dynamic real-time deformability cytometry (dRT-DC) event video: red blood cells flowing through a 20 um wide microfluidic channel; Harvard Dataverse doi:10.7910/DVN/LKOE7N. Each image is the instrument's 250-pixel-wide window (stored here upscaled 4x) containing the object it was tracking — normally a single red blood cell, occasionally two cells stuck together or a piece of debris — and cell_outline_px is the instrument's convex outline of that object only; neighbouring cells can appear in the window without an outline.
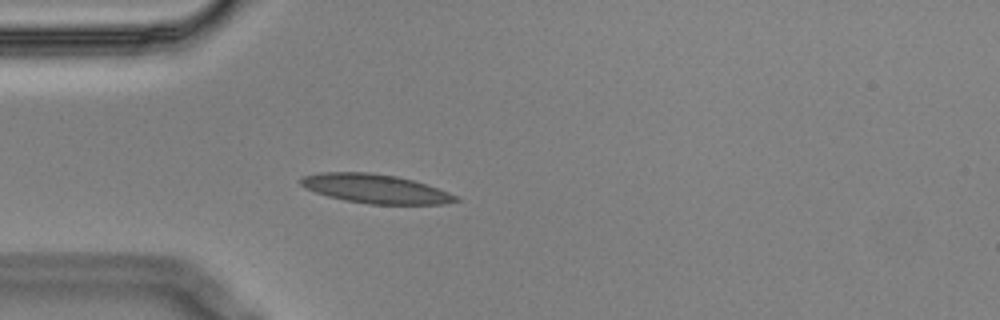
{"species": "Egyptian fruit bat (a non-hibernating species)", "species_latin": "Rousettus aegyptiacus", "temperature_condition": "cold", "stored_images_in_passage": 43, "camera_frame_rate_fps": 3000, "um_per_image_px": 0.085, "animal": {"sex": "male"}, "frame": {"image": 1, "passage_image": 2, "time_ms": 0.333, "image_size_px": [1000, 320], "cell_outline_px": [[460, 200], [444, 204], [368, 204], [344, 200], [328, 196], [304, 188], [300, 184], [300, 180], [304, 176], [320, 172], [368, 172], [396, 176], [412, 180], [460, 196]], "centroid_in_image_um": [31.9, 16.04], "position_along_channel_um": 53.1, "area_um2": 26.07}}
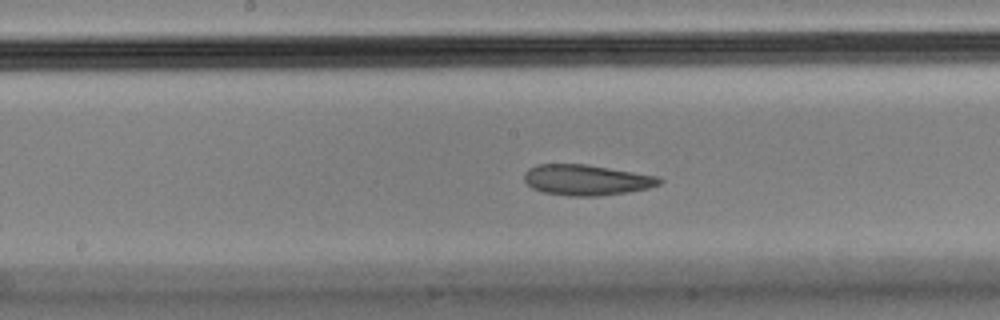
{"frame": {"image": 2, "passage_image": 15, "time_ms": 4.667, "image_size_px": [1000, 320], "cell_outline_px": [[664, 180], [660, 184], [648, 188], [628, 192], [600, 196], [568, 196], [544, 192], [532, 188], [524, 180], [524, 172], [528, 168], [540, 164], [584, 164], [660, 176]], "centroid_in_image_um": [49.87, 15.3], "position_along_channel_um": 198.3, "area_um2": 24.22}}
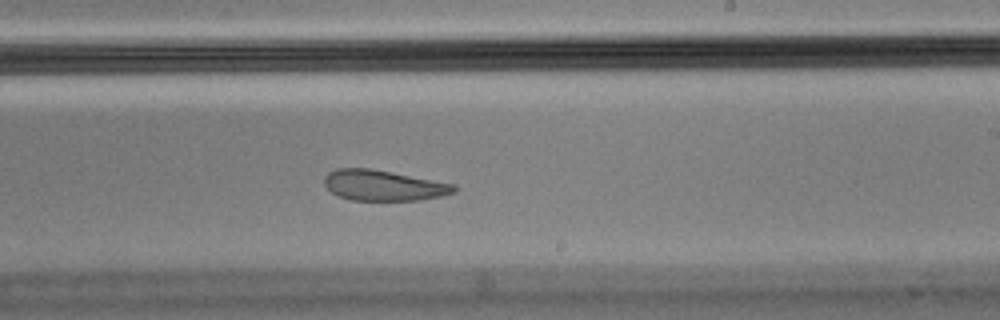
{"frame": {"image": 3, "passage_image": 20, "time_ms": 6.333, "image_size_px": [1000, 320], "cell_outline_px": [[456, 192], [424, 200], [352, 200], [336, 196], [324, 184], [324, 176], [328, 172], [336, 168], [372, 168], [456, 184]], "centroid_in_image_um": [32.59, 15.75], "position_along_channel_um": 256.4, "area_um2": 23.35}, "authors_computed_cell_mechanics": {"area_um2": 25.6632, "velocity_mm_per_s": 3.5, "shape_relaxation_time_tau1_ms": null, "shape_relaxation_time_tau2_ms": 4.0285, "deformation_change_tau1": null, "deformation_change_tau2": 0.0914}}